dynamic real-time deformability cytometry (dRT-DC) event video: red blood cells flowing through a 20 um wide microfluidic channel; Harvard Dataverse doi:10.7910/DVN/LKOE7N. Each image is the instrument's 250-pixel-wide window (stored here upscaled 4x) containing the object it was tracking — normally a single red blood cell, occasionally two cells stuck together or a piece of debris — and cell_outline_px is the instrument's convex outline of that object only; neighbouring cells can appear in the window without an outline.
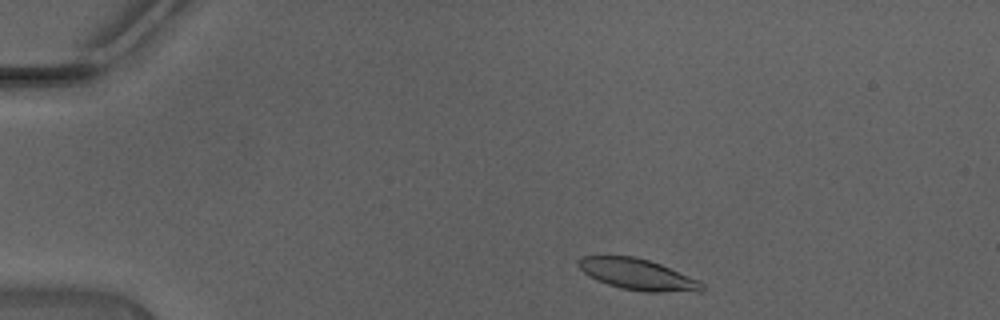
{"species": "Egyptian fruit bat (a non-hibernating species)", "species_latin": "Rousettus aegyptiacus", "temperature_condition": "warm", "stored_images_in_passage": 41, "camera_frame_rate_fps": 3000, "um_per_image_px": 0.085, "animal": {"sex": "male"}, "frame": {"image": 1, "passage_image": 3, "time_ms": 0.667, "image_size_px": [1000, 320], "cell_outline_px": [[704, 292], [648, 292], [620, 288], [596, 280], [588, 276], [576, 264], [576, 260], [580, 256], [636, 256], [660, 264], [700, 280], [704, 284]], "centroid_in_image_um": [54.21, 23.33], "position_along_channel_um": 30.8, "area_um2": 22.66}}
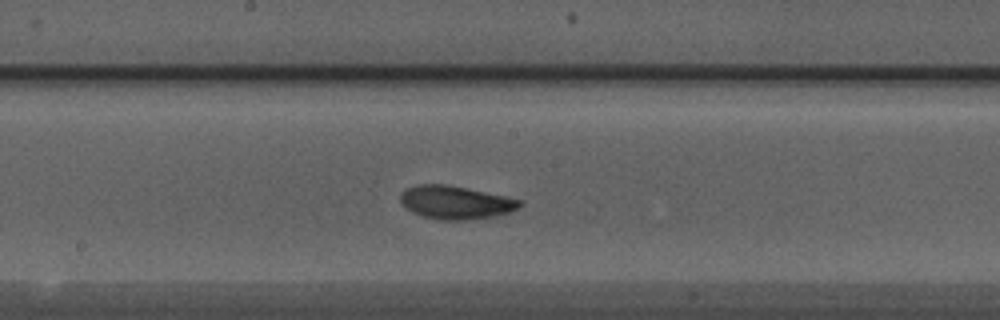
{"frame": {"image": 2, "passage_image": 20, "time_ms": 6.333, "image_size_px": [1000, 320], "cell_outline_px": [[524, 204], [520, 208], [508, 212], [492, 216], [464, 220], [440, 220], [424, 216], [412, 212], [400, 200], [400, 192], [416, 184], [444, 184], [524, 200]], "centroid_in_image_um": [38.74, 17.2], "position_along_channel_um": 209.5, "area_um2": 22.83}}
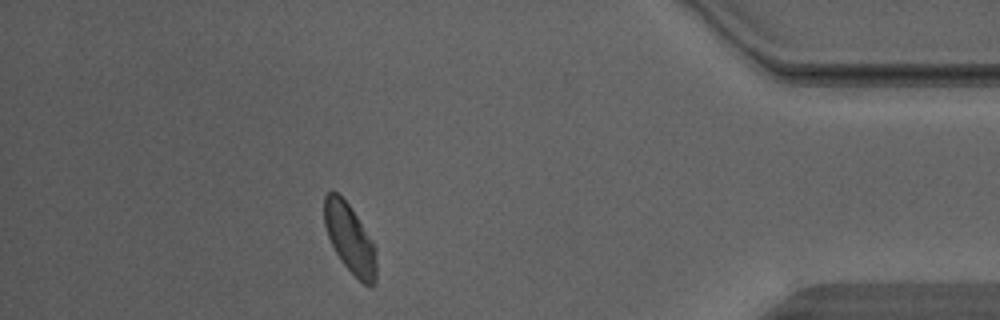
{"frame": {"image": 3, "passage_image": 36, "time_ms": 11.667, "image_size_px": [1000, 320], "cell_outline_px": [[376, 284], [372, 288], [368, 288], [340, 260], [328, 236], [324, 224], [324, 196], [328, 192], [336, 192], [348, 204], [372, 240], [376, 252]], "centroid_in_image_um": [29.75, 20.32], "position_along_channel_um": 405.4, "area_um2": 20.69}, "authors_computed_cell_mechanics": {"area_um2": 22.3686, "velocity_mm_per_s": 4.432, "shape_relaxation_time_tau1_ms": 2.8434, "shape_relaxation_time_tau2_ms": 2.0537, "deformation_change_tau1": 0.1198, "deformation_change_tau2": 0.0766}}